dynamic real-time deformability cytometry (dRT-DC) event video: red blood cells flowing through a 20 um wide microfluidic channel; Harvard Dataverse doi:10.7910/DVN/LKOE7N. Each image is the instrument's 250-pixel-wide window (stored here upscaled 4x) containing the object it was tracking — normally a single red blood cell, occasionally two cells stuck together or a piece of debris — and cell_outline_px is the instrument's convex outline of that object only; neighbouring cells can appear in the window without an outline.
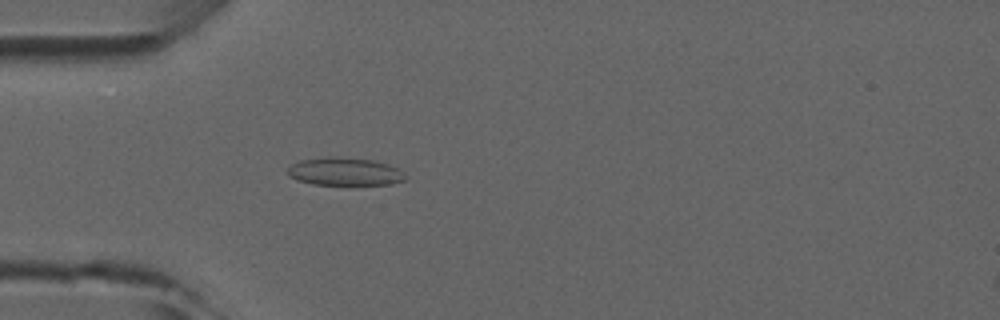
{"species": "common noctule bat (a hibernating species)", "species_latin": "Nyctalus noctula", "temperature_condition": "room temperature", "stored_images_in_passage": 4, "camera_frame_rate_fps": 3000, "um_per_image_px": 0.085, "animal": {"sex": "male", "forearm_length_mm": 52.5}, "frame": {"image": 1, "passage_image": 4, "time_ms": 3.667, "image_size_px": [1000, 320], "cell_outline_px": [[408, 176], [404, 180], [392, 184], [312, 184], [296, 180], [288, 176], [288, 168], [292, 164], [300, 160], [328, 156], [340, 156], [372, 160], [388, 164], [396, 168]], "centroid_in_image_um": [29.28, 14.57], "position_along_channel_um": 55.7, "area_um2": 19.19}}